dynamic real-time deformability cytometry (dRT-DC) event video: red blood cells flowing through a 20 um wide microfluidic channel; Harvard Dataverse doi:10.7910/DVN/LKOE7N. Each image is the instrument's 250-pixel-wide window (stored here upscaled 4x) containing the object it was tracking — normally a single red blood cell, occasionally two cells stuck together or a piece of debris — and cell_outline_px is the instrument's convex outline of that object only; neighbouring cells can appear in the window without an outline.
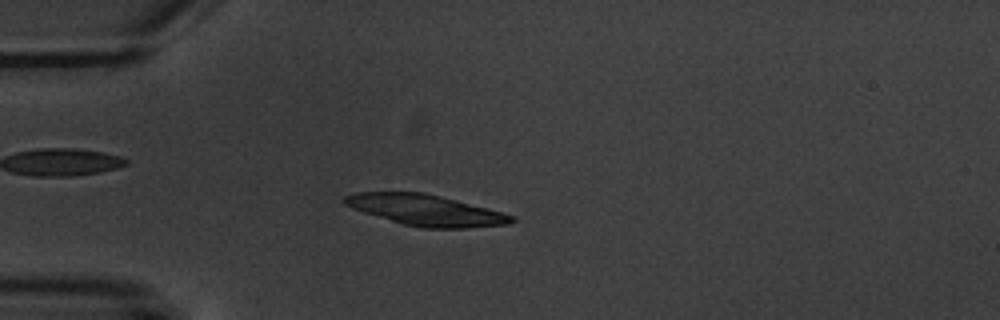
{"species": "common noctule bat (a hibernating species)", "species_latin": "Nyctalus noctula", "temperature_condition": "warm", "stored_images_in_passage": 5, "camera_frame_rate_fps": 3000, "um_per_image_px": 0.085, "animal": {"sex": "male", "body_mass_g": 20.1, "forearm_length_mm": 53.5}, "frame": {"image": 1, "passage_image": 5, "time_ms": 5.333, "image_size_px": [1000, 320], "cell_outline_px": [[516, 220], [508, 224], [464, 228], [420, 228], [404, 224], [364, 212], [352, 208], [344, 204], [340, 200], [344, 196], [356, 192], [424, 192], [488, 208], [516, 216]], "centroid_in_image_um": [36.18, 17.86], "position_along_channel_um": 48.8, "area_um2": 30.0}}